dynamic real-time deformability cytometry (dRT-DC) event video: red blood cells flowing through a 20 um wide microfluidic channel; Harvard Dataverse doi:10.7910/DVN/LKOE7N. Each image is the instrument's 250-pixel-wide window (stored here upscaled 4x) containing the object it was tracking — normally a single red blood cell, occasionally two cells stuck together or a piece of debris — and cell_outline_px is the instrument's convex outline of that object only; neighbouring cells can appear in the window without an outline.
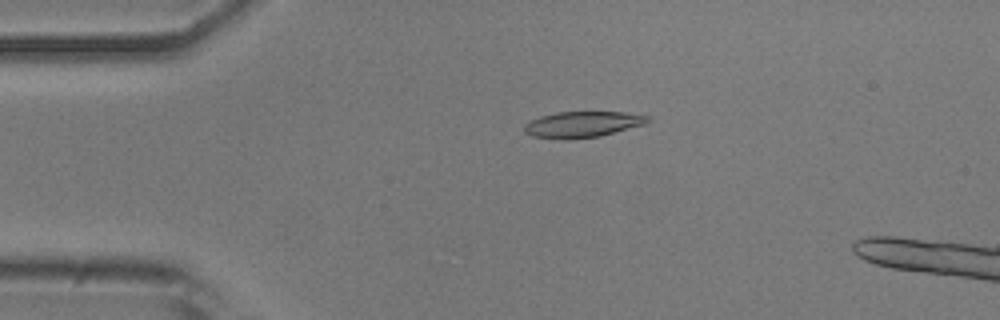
{"species": "common noctule bat (a hibernating species)", "species_latin": "Nyctalus noctula", "temperature_condition": "room temperature", "stored_images_in_passage": 46, "camera_frame_rate_fps": 3000, "um_per_image_px": 0.085, "animal": {"sex": "male", "body_mass_g": 20.5, "forearm_length_mm": 52.5}, "frame": {"image": 1, "passage_image": 7, "time_ms": 2.0, "image_size_px": [1000, 320], "cell_outline_px": [[652, 120], [644, 124], [600, 136], [568, 140], [564, 140], [532, 136], [524, 132], [524, 124], [540, 116], [556, 112], [624, 112], [652, 116]], "centroid_in_image_um": [49.52, 10.57], "position_along_channel_um": 35.5, "area_um2": 18.84}}
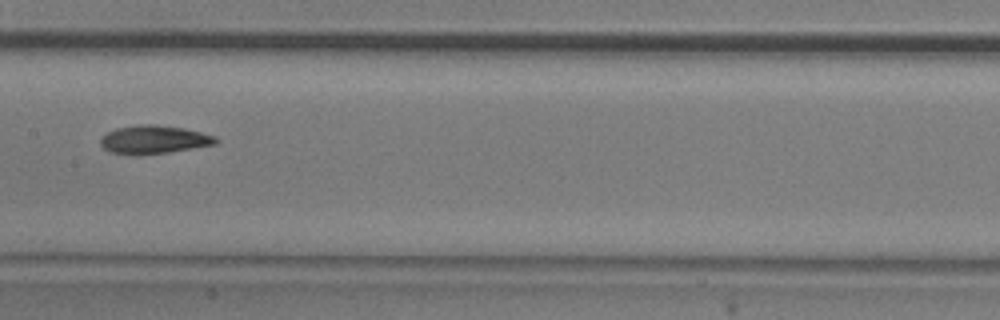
{"frame": {"image": 2, "passage_image": 22, "time_ms": 7.0, "image_size_px": [1000, 320], "cell_outline_px": [[220, 140], [216, 144], [168, 152], [112, 152], [104, 148], [100, 144], [100, 140], [108, 132], [116, 128], [136, 124], [156, 124], [184, 128], [216, 136]], "centroid_in_image_um": [13.15, 11.81], "position_along_channel_um": 194.3, "area_um2": 18.32}}
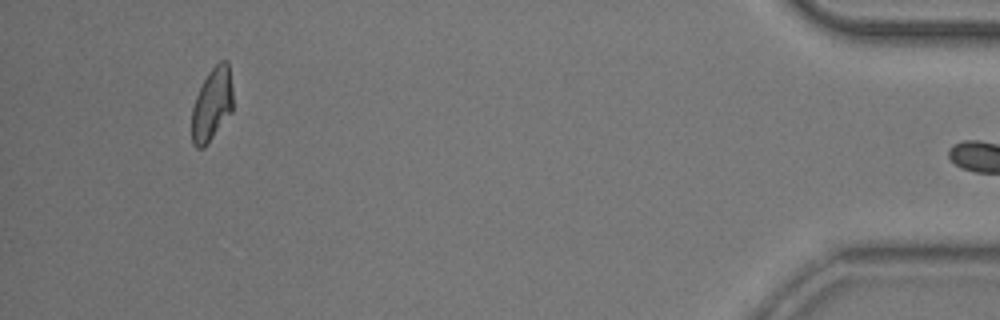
{"frame": {"image": 3, "passage_image": 45, "time_ms": 14.667, "image_size_px": [1000, 320], "cell_outline_px": [[232, 112], [204, 148], [196, 148], [192, 144], [192, 108], [196, 96], [208, 72], [220, 60], [228, 60], [232, 88]], "centroid_in_image_um": [18.02, 8.88], "position_along_channel_um": 417.2, "area_um2": 17.51}, "authors_computed_cell_mechanics": {"area_um2": 18.5827, "velocity_mm_per_s": 3.859, "shape_relaxation_time_tau1_ms": 8.219, "shape_relaxation_time_tau2_ms": 3.1962, "deformation_change_tau1": 0.2004, "deformation_change_tau2": 0.0937}}